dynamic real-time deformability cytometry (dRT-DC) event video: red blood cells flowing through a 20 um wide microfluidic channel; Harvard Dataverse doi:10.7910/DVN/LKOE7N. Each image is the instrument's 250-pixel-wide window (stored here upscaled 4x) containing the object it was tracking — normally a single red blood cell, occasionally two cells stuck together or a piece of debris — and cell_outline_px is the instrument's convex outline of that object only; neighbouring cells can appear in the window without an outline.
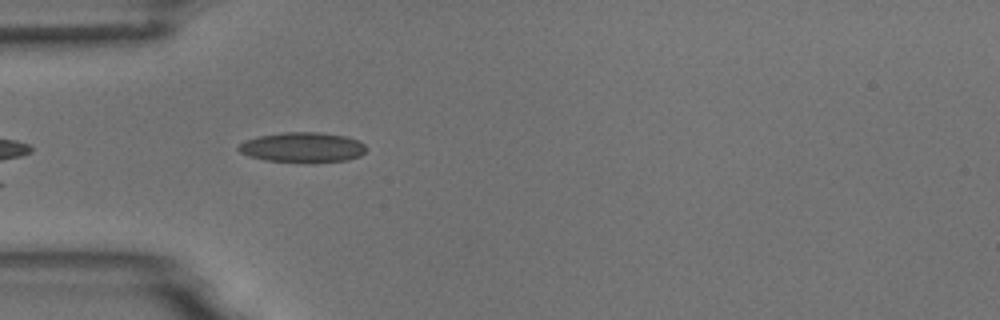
{"species": "common noctule bat (a hibernating species)", "species_latin": "Nyctalus noctula", "temperature_condition": "room temperature", "stored_images_in_passage": 8, "camera_frame_rate_fps": 3000, "um_per_image_px": 0.085, "animal": {"sex": "male", "body_mass_g": 18.8}, "frame": {"image": 1, "passage_image": 4, "time_ms": 1.0, "image_size_px": [1000, 320], "cell_outline_px": [[364, 152], [360, 156], [348, 160], [264, 160], [248, 156], [240, 152], [236, 148], [244, 140], [260, 136], [284, 132], [320, 132], [344, 136], [356, 140], [364, 144]], "centroid_in_image_um": [25.66, 12.49], "position_along_channel_um": 59.3, "area_um2": 21.5}}